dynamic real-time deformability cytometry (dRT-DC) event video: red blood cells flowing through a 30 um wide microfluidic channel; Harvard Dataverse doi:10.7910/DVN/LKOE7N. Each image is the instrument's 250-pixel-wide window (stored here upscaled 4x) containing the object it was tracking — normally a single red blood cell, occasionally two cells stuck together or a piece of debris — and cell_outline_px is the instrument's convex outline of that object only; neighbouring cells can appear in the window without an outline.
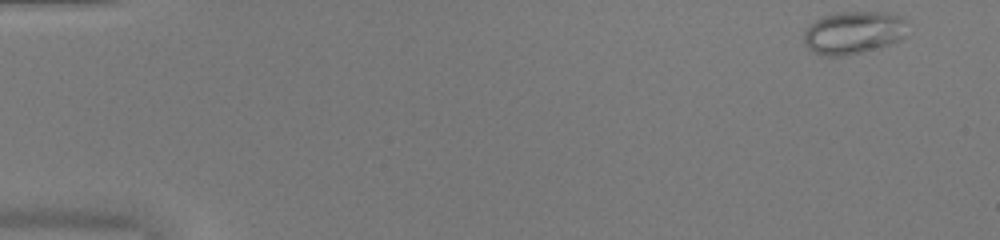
{"species": "common noctule bat (a hibernating species)", "species_latin": "Nyctalus noctula", "temperature_condition": "warm", "stored_images_in_passage": 11, "camera_frame_rate_fps": 3000, "um_per_image_px": 0.085, "animal": {"sex": "female", "body_mass_g": 20.0, "forearm_length_mm": 54.0}, "frame": {"image": 1, "passage_image": 1, "time_ms": 0.0, "image_size_px": [1000, 240], "cell_outline_px": [[904, 36], [900, 40], [888, 44], [860, 52], [840, 56], [820, 56], [812, 52], [804, 44], [804, 32], [808, 24], [824, 16], [840, 12], [888, 12], [900, 16], [904, 20]], "centroid_in_image_um": [72.47, 2.77], "position_along_channel_um": 12.5, "area_um2": 25.61}}